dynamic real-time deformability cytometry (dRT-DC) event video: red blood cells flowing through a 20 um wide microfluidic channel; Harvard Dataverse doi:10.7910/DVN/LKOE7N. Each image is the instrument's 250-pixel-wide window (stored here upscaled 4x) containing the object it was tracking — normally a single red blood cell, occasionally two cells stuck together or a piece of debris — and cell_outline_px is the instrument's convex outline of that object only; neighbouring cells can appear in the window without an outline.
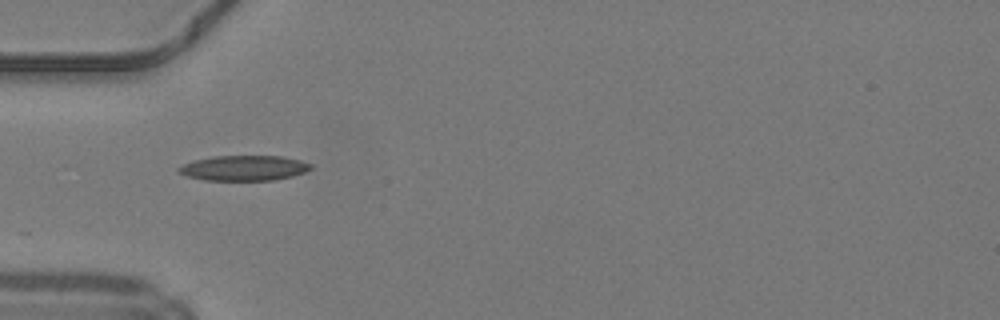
{"species": "common noctule bat (a hibernating species)", "species_latin": "Nyctalus noctula", "temperature_condition": "warm", "stored_images_in_passage": 6, "camera_frame_rate_fps": 3000, "um_per_image_px": 0.085, "animal": {"sex": "male", "body_mass_g": 19.2, "forearm_length_mm": 51.8}, "frame": {"image": 1, "passage_image": 1, "time_ms": 0.0, "image_size_px": [1000, 320], "cell_outline_px": [[312, 168], [304, 172], [292, 176], [276, 180], [204, 180], [188, 176], [176, 172], [176, 168], [192, 160], [212, 156], [280, 156], [300, 160], [312, 164]], "centroid_in_image_um": [20.7, 14.28], "position_along_channel_um": 64.3, "area_um2": 19.48}}
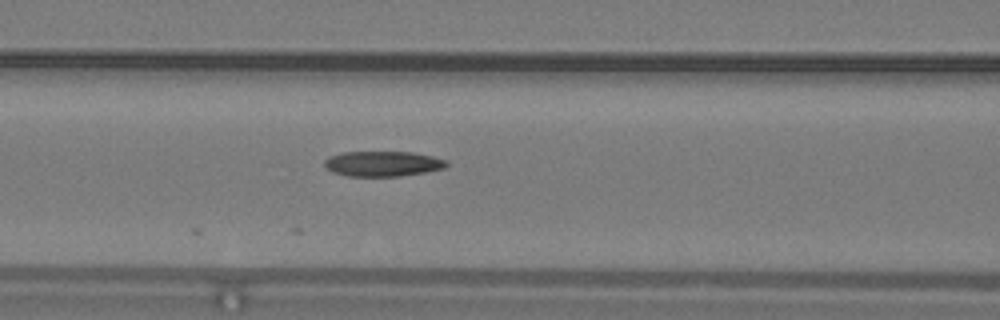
{"frame": {"image": 2, "passage_image": 6, "time_ms": 1.667, "image_size_px": [1000, 320], "cell_outline_px": [[448, 164], [444, 168], [424, 172], [400, 176], [348, 176], [332, 172], [324, 164], [324, 160], [332, 156], [344, 152], [412, 152], [432, 156], [448, 160]], "centroid_in_image_um": [32.56, 13.91], "position_along_channel_um": 134.0, "area_um2": 17.8}}